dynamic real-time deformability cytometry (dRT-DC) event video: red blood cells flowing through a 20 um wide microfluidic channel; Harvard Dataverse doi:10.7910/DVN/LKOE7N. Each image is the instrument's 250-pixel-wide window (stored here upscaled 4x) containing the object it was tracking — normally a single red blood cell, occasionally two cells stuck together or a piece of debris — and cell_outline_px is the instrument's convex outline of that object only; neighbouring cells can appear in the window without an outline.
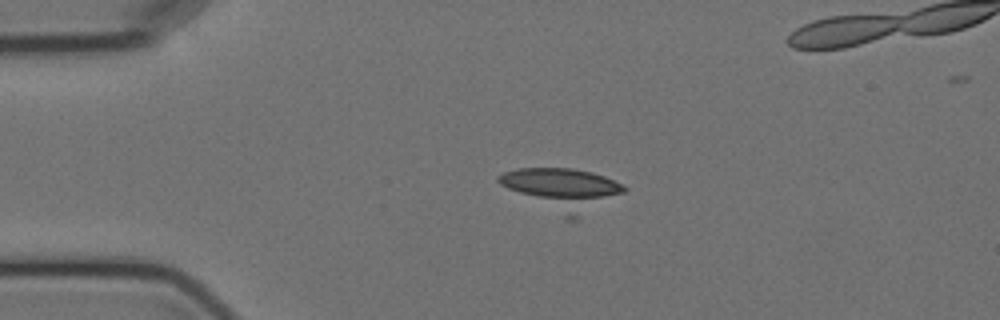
{"species": "Egyptian fruit bat (a non-hibernating species)", "species_latin": "Rousettus aegyptiacus", "temperature_condition": "cold", "stored_images_in_passage": 7, "camera_frame_rate_fps": 3000, "um_per_image_px": 0.085, "animal": {"sex": "female"}, "frame": {"image": 1, "passage_image": 5, "time_ms": 4.667, "image_size_px": [1000, 320], "cell_outline_px": [[628, 188], [624, 192], [604, 196], [576, 200], [564, 200], [540, 196], [520, 192], [508, 188], [500, 184], [496, 180], [496, 176], [504, 172], [516, 168], [572, 168], [592, 172], [604, 176]], "centroid_in_image_um": [47.57, 15.57], "position_along_channel_um": 37.4, "area_um2": 21.79}}